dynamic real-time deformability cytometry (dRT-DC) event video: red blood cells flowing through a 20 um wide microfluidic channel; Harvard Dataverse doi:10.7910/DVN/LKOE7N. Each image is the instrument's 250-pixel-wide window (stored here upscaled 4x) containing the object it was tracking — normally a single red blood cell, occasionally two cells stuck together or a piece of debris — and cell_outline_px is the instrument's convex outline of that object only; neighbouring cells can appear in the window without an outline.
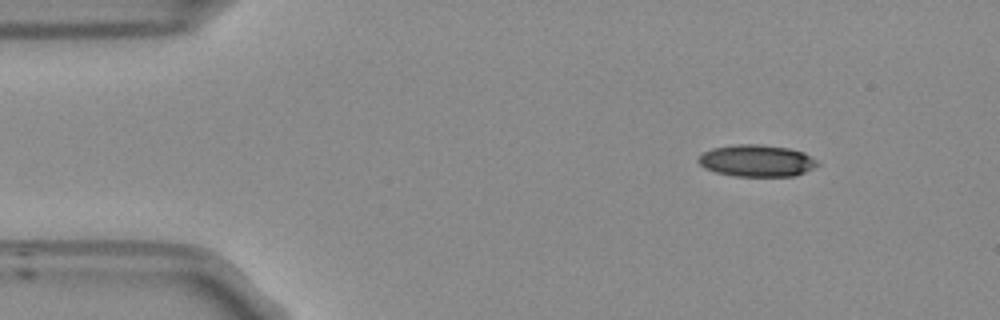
{"species": "Egyptian fruit bat (a non-hibernating species)", "species_latin": "Rousettus aegyptiacus", "temperature_condition": "room temperature", "stored_images_in_passage": 48, "camera_frame_rate_fps": 3000, "um_per_image_px": 0.085, "frame": {"image": 1, "passage_image": 1, "time_ms": 0.0, "image_size_px": [1000, 320], "cell_outline_px": [[820, 164], [796, 176], [736, 176], [716, 172], [704, 168], [696, 160], [704, 152], [712, 148], [736, 144], [760, 144], [788, 148], [804, 152], [816, 160]], "centroid_in_image_um": [64.31, 13.66], "position_along_channel_um": 20.7, "area_um2": 22.08}}
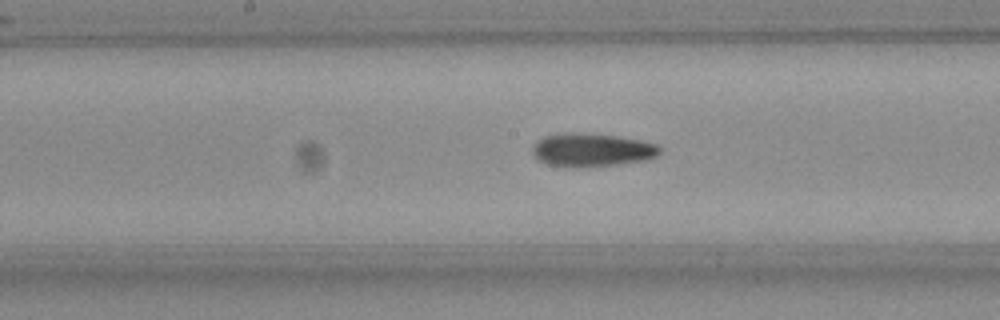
{"frame": {"image": 2, "passage_image": 21, "time_ms": 6.667, "image_size_px": [1000, 320], "cell_outline_px": [[660, 152], [656, 156], [644, 160], [612, 164], [548, 164], [540, 160], [532, 152], [532, 148], [536, 140], [544, 136], [560, 132], [592, 132], [640, 140], [656, 144], [660, 148]], "centroid_in_image_um": [50.3, 12.66], "position_along_channel_um": 197.9, "area_um2": 23.87}}
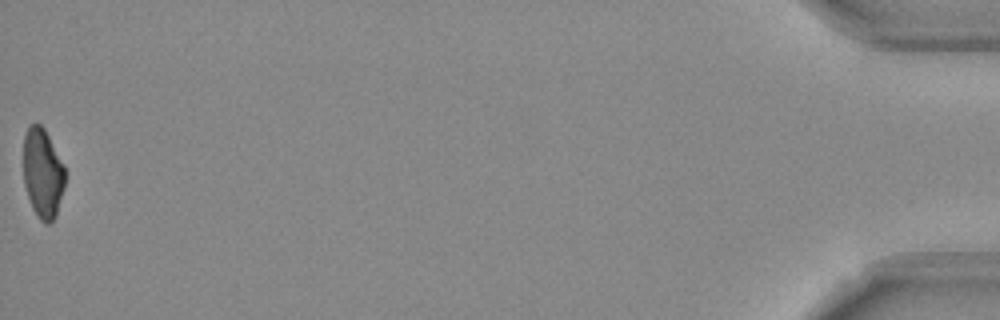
{"frame": {"image": 3, "passage_image": 48, "time_ms": 15.667, "image_size_px": [1000, 320], "cell_outline_px": [[64, 188], [56, 216], [48, 224], [44, 224], [40, 220], [32, 208], [24, 184], [24, 132], [32, 124], [40, 124], [44, 128], [64, 164]], "centroid_in_image_um": [3.63, 14.73], "position_along_channel_um": 431.6, "area_um2": 21.68}, "authors_computed_cell_mechanics": {"area_um2": 23.409, "velocity_mm_per_s": 3.767, "shape_relaxation_time_tau1_ms": null, "shape_relaxation_time_tau2_ms": 9.9088, "deformation_change_tau1": null, "deformation_change_tau2": 0.2115}}